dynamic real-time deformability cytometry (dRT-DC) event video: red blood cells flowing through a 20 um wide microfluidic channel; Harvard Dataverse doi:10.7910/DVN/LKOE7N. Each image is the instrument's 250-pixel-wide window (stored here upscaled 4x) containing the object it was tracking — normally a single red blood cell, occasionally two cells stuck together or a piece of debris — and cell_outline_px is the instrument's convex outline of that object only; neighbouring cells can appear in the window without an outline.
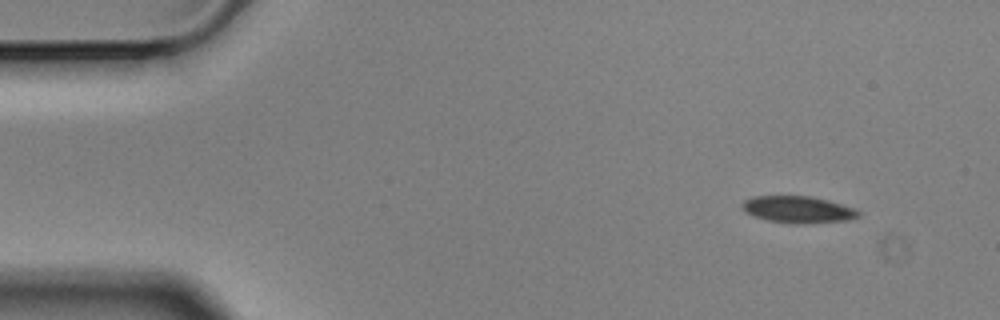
{"species": "Egyptian fruit bat (a non-hibernating species)", "species_latin": "Rousettus aegyptiacus", "temperature_condition": "cold", "stored_images_in_passage": 4, "camera_frame_rate_fps": 3000, "um_per_image_px": 0.085, "animal": {"sex": "male"}, "frame": {"image": 1, "passage_image": 1, "time_ms": 0.0, "image_size_px": [1000, 320], "cell_outline_px": [[860, 216], [844, 220], [804, 224], [796, 224], [768, 220], [744, 212], [740, 204], [744, 200], [752, 196], [812, 196], [828, 200], [856, 208], [860, 212]], "centroid_in_image_um": [67.82, 17.8], "position_along_channel_um": 17.2, "area_um2": 18.21}}
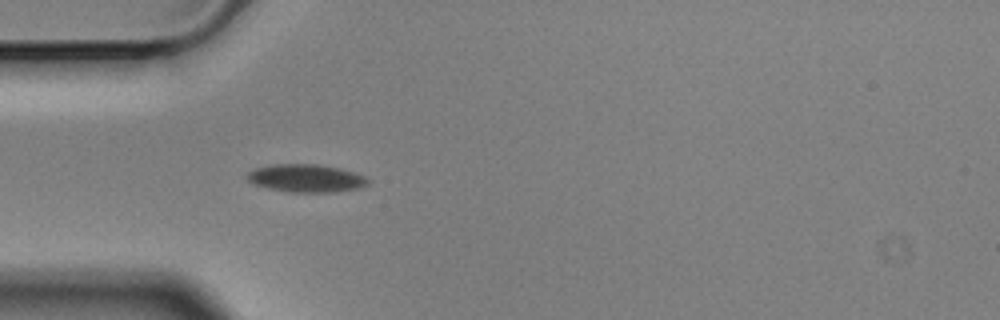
{"frame": {"image": 2, "passage_image": 4, "time_ms": 1.0, "image_size_px": [1000, 320], "cell_outline_px": [[368, 184], [360, 188], [336, 192], [288, 192], [268, 188], [252, 184], [244, 176], [248, 172], [256, 168], [272, 164], [316, 164], [340, 168], [364, 176], [368, 180]], "centroid_in_image_um": [25.98, 15.15], "position_along_channel_um": 59.0, "area_um2": 19.71}}